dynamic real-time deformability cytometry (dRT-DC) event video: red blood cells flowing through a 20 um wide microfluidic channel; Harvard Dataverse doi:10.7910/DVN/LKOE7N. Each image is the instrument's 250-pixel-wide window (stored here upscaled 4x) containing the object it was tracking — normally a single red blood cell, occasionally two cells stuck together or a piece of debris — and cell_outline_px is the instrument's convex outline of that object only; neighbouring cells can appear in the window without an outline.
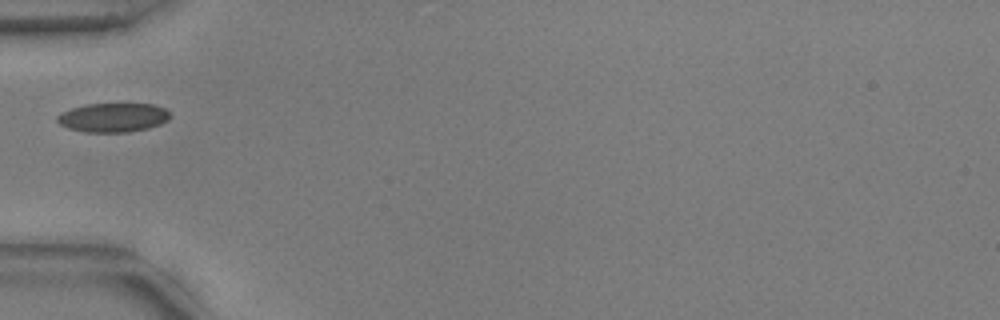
{"species": "common noctule bat (a hibernating species)", "species_latin": "Nyctalus noctula", "temperature_condition": "warm", "stored_images_in_passage": 15, "camera_frame_rate_fps": 3000, "um_per_image_px": 0.085, "animal": {"sex": "male", "body_mass_g": 17.9, "forearm_length_mm": 54.2}, "frame": {"image": 1, "passage_image": 1, "time_ms": 0.0, "image_size_px": [1000, 320], "cell_outline_px": [[172, 116], [168, 120], [160, 124], [148, 128], [128, 132], [84, 132], [68, 128], [60, 124], [56, 120], [56, 116], [72, 108], [84, 104], [156, 104], [164, 108]], "centroid_in_image_um": [9.63, 9.99], "position_along_channel_um": 75.4, "area_um2": 19.13}}